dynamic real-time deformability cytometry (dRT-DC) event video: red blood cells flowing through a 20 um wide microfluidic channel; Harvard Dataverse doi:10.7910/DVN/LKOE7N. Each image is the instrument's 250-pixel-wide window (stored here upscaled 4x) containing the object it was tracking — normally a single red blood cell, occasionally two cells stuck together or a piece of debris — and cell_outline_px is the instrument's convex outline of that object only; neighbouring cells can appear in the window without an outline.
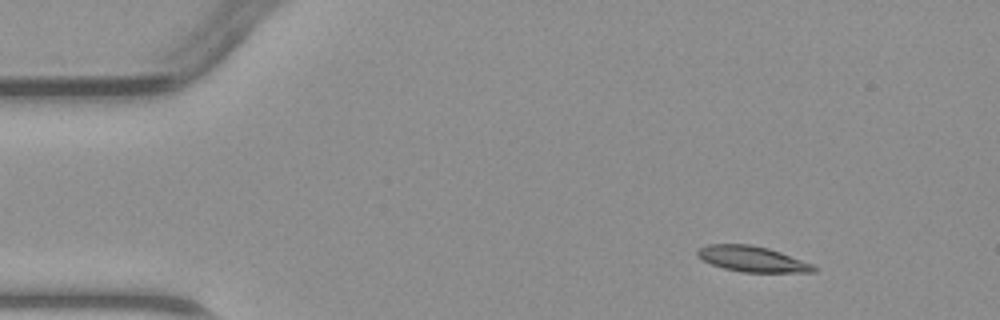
{"species": "common noctule bat (a hibernating species)", "species_latin": "Nyctalus noctula", "temperature_condition": "warm", "stored_images_in_passage": 3, "camera_frame_rate_fps": 3000, "um_per_image_px": 0.085, "animal": {"sex": "male", "body_mass_g": 23.1, "forearm_length_mm": 52.7}, "frame": {"image": 1, "passage_image": 1, "time_ms": 0.0, "image_size_px": [1000, 320], "cell_outline_px": [[816, 272], [740, 272], [724, 268], [712, 264], [696, 256], [696, 252], [700, 248], [708, 244], [748, 244], [768, 248], [780, 252], [812, 264], [816, 268]], "centroid_in_image_um": [63.92, 22.01], "position_along_channel_um": 21.1, "area_um2": 17.17}}